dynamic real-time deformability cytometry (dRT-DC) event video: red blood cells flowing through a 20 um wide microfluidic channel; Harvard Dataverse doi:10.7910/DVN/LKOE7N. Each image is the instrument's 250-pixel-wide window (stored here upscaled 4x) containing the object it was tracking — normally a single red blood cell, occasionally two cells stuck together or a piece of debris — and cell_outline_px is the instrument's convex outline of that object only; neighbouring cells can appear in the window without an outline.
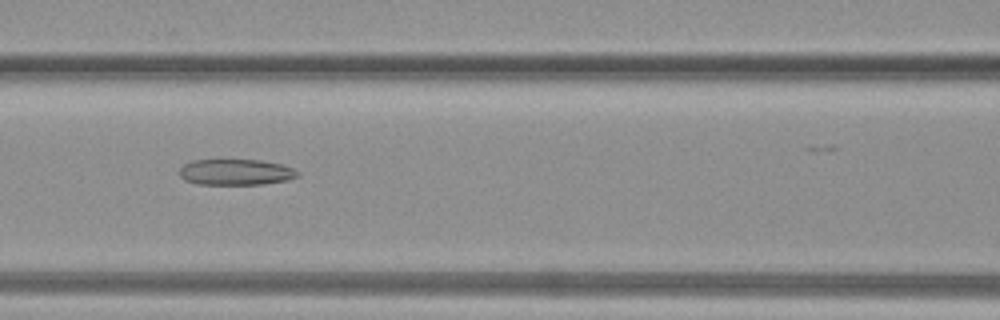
{"species": "common noctule bat (a hibernating species)", "species_latin": "Nyctalus noctula", "temperature_condition": "warm", "stored_images_in_passage": 23, "camera_frame_rate_fps": 3000, "um_per_image_px": 0.085, "animal": {"sex": "female", "body_mass_g": 19.3, "forearm_length_mm": 54.1}, "frame": {"image": 1, "passage_image": 9, "time_ms": 2.667, "image_size_px": [1000, 320], "cell_outline_px": [[300, 176], [288, 180], [264, 184], [196, 184], [184, 180], [180, 176], [180, 168], [184, 164], [192, 160], [260, 160], [280, 164], [292, 168], [300, 172]], "centroid_in_image_um": [20.05, 14.63], "position_along_channel_um": 146.5, "area_um2": 17.92}}
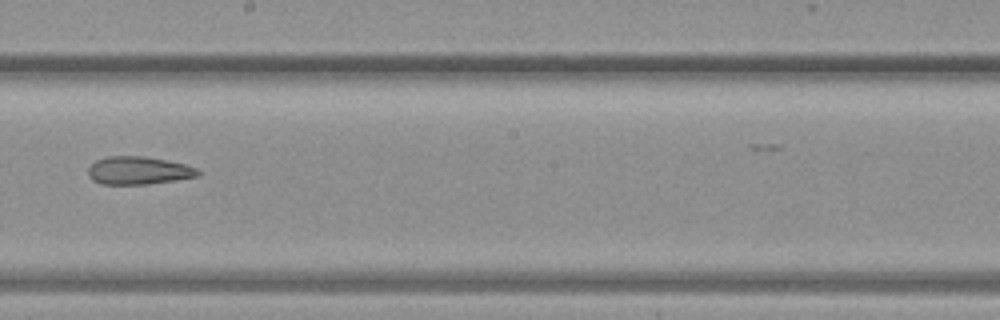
{"frame": {"image": 2, "passage_image": 14, "time_ms": 4.333, "image_size_px": [1000, 320], "cell_outline_px": [[200, 176], [176, 180], [148, 184], [100, 184], [92, 180], [88, 176], [88, 168], [96, 160], [108, 156], [144, 156], [168, 160], [184, 164], [196, 168], [200, 172]], "centroid_in_image_um": [11.77, 14.49], "position_along_channel_um": 236.4, "area_um2": 17.98}}
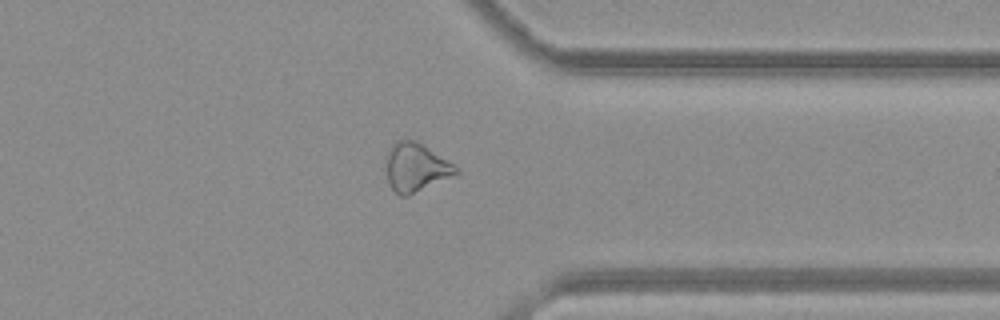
{"frame": {"image": 3, "passage_image": 22, "time_ms": 7.0, "image_size_px": [1000, 320], "cell_outline_px": [[460, 172], [408, 196], [400, 196], [388, 184], [388, 152], [392, 144], [400, 140], [416, 140], [448, 160], [460, 168]], "centroid_in_image_um": [35.38, 14.23], "position_along_channel_um": 376.0, "area_um2": 19.36}}